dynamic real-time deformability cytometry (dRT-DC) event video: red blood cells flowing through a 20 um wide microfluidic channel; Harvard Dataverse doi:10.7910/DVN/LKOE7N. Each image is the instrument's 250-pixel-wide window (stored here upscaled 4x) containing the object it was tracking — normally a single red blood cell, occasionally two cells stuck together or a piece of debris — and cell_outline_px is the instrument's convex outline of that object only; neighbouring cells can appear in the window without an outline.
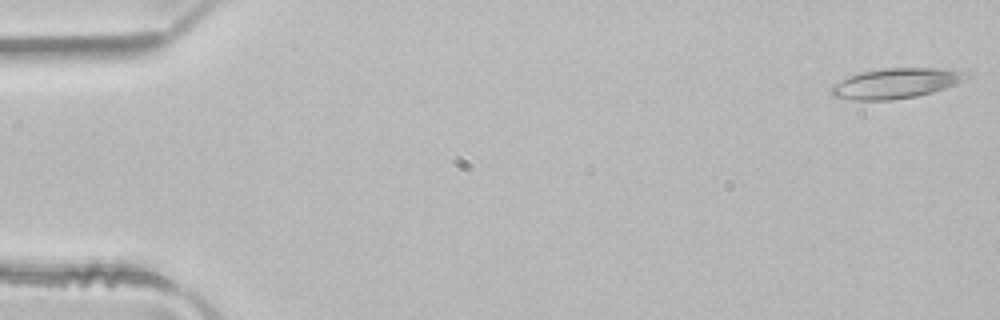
{"species": "common noctule bat (a hibernating species)", "species_latin": "Nyctalus noctula", "temperature_condition": "room temperature", "stored_images_in_passage": 3, "camera_frame_rate_fps": 3000, "um_per_image_px": 0.085, "animal": {"sex": "male", "body_mass_g": 21.5, "forearm_length_mm": 52.0}, "frame": {"image": 1, "passage_image": 1, "time_ms": 0.0, "image_size_px": [1000, 320], "cell_outline_px": [[972, 76], [964, 80], [944, 88], [932, 92], [916, 96], [892, 100], [856, 100], [832, 96], [828, 88], [832, 84], [848, 76], [860, 72], [884, 68], [936, 68], [968, 72]], "centroid_in_image_um": [76.1, 7.08], "position_along_channel_um": 8.9, "area_um2": 23.81}}